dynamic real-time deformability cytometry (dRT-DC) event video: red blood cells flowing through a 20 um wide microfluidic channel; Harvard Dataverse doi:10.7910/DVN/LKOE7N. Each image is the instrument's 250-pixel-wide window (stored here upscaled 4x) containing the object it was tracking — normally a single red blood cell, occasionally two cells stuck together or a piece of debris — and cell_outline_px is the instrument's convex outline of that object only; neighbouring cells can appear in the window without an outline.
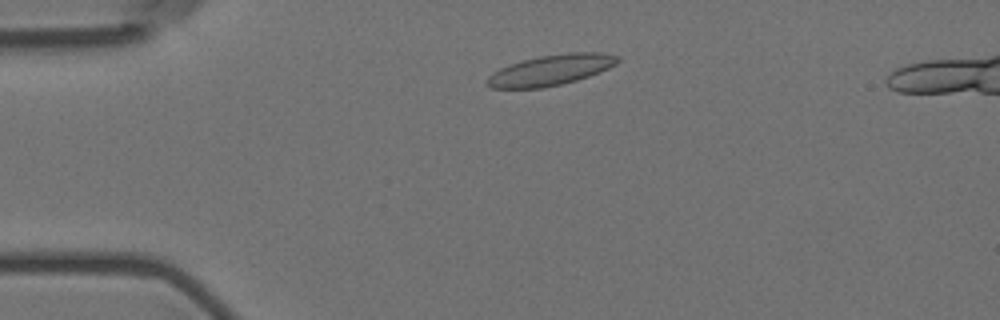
{"species": "Egyptian fruit bat (a non-hibernating species)", "species_latin": "Rousettus aegyptiacus", "temperature_condition": "room temperature", "stored_images_in_passage": 50, "camera_frame_rate_fps": 3000, "um_per_image_px": 0.085, "animal": {"sex": "female"}, "frame": {"image": 1, "passage_image": 7, "time_ms": 2.0, "image_size_px": [1000, 320], "cell_outline_px": [[620, 60], [616, 64], [600, 72], [576, 80], [544, 88], [492, 88], [484, 80], [492, 72], [500, 68], [524, 60], [540, 56], [568, 52], [600, 52], [620, 56]], "centroid_in_image_um": [46.83, 5.95], "position_along_channel_um": 38.2, "area_um2": 23.18}}
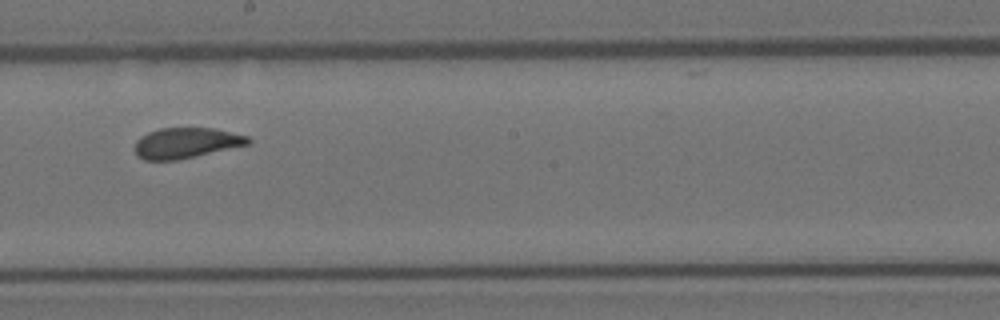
{"frame": {"image": 2, "passage_image": 26, "time_ms": 8.333, "image_size_px": [1000, 320], "cell_outline_px": [[252, 140], [248, 144], [176, 160], [144, 160], [136, 156], [132, 148], [136, 140], [140, 136], [148, 132], [160, 128], [216, 128], [248, 136]], "centroid_in_image_um": [15.75, 12.14], "position_along_channel_um": 232.5, "area_um2": 20.23}}
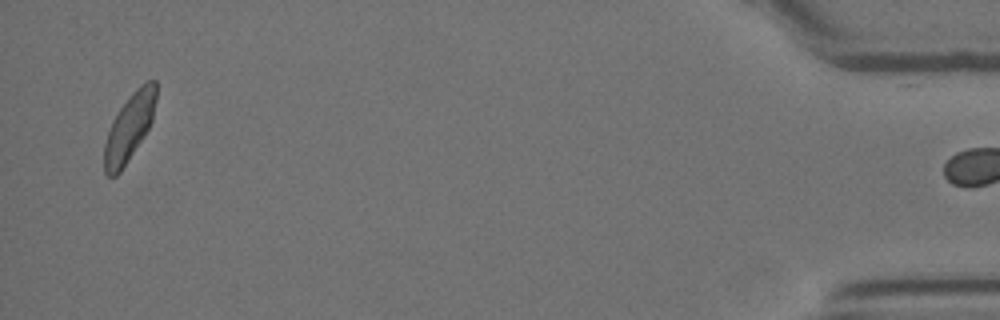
{"frame": {"image": 3, "passage_image": 49, "time_ms": 16.0, "image_size_px": [1000, 320], "cell_outline_px": [[156, 100], [152, 120], [144, 136], [120, 172], [116, 176], [108, 176], [104, 172], [104, 144], [112, 120], [128, 96], [140, 84], [148, 80], [156, 80]], "centroid_in_image_um": [10.99, 10.81], "position_along_channel_um": 424.2, "area_um2": 20.23}, "authors_computed_cell_mechanics": {"area_um2": 20.9814, "velocity_mm_per_s": 3.5983, "shape_relaxation_time_tau1_ms": 5.8409, "shape_relaxation_time_tau2_ms": null, "deformation_change_tau1": 0.1488, "deformation_change_tau2": null}}